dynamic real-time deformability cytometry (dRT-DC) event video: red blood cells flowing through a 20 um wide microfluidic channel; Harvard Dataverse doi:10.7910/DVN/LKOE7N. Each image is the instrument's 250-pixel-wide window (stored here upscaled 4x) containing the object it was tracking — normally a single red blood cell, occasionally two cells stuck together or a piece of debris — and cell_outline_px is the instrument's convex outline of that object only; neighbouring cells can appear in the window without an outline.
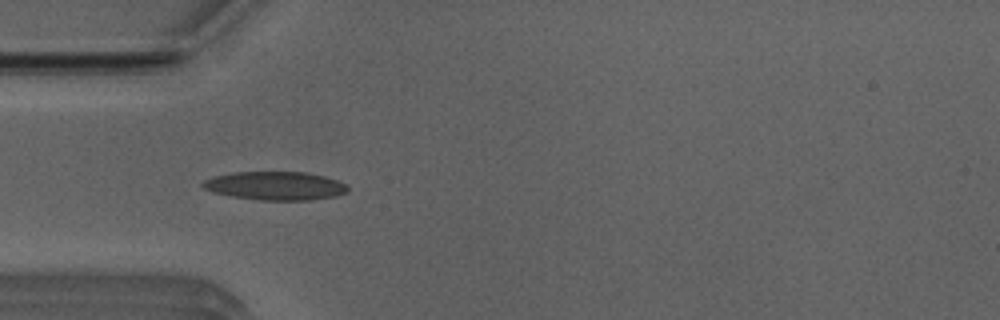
{"species": "Egyptian fruit bat (a non-hibernating species)", "species_latin": "Rousettus aegyptiacus", "temperature_condition": "room temperature", "stored_images_in_passage": 39, "camera_frame_rate_fps": 3000, "um_per_image_px": 0.085, "animal": {"sex": "male"}, "frame": {"image": 1, "passage_image": 3, "time_ms": 0.667, "image_size_px": [1000, 320], "cell_outline_px": [[348, 192], [336, 196], [312, 200], [260, 200], [232, 196], [212, 192], [204, 188], [200, 184], [204, 180], [216, 176], [232, 172], [304, 172], [324, 176], [348, 184]], "centroid_in_image_um": [23.42, 15.79], "position_along_channel_um": 61.6, "area_um2": 24.1}}
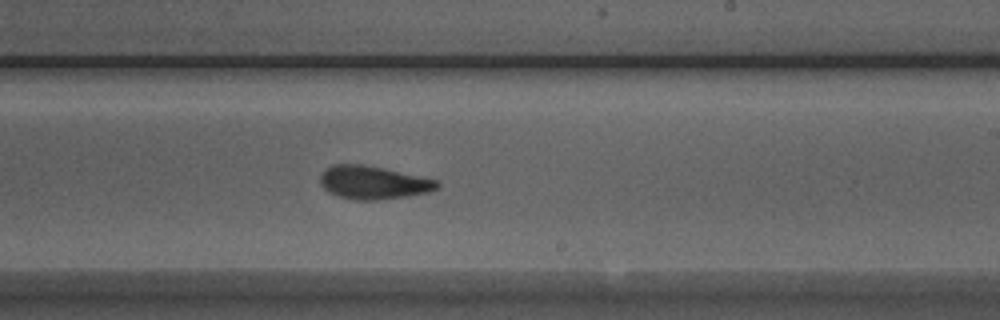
{"frame": {"image": 2, "passage_image": 18, "time_ms": 5.667, "image_size_px": [1000, 320], "cell_outline_px": [[440, 188], [428, 192], [380, 200], [356, 200], [340, 196], [328, 192], [320, 184], [320, 172], [332, 164], [360, 164], [384, 168], [436, 180], [440, 184]], "centroid_in_image_um": [31.69, 15.51], "position_along_channel_um": 257.3, "area_um2": 22.54}}
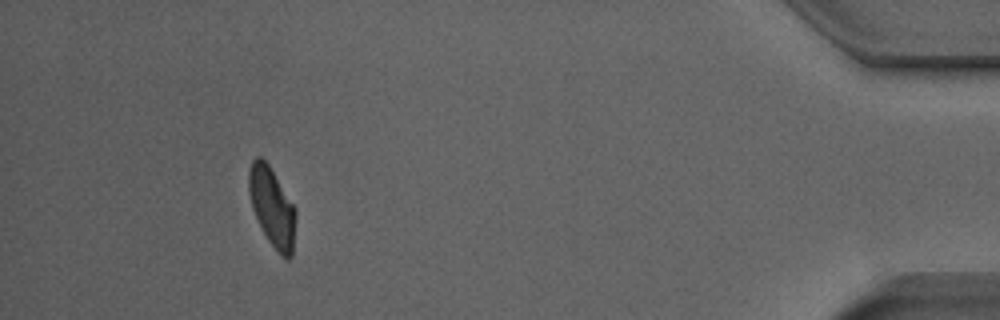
{"frame": {"image": 3, "passage_image": 35, "time_ms": 11.333, "image_size_px": [1000, 320], "cell_outline_px": [[296, 216], [292, 256], [288, 260], [280, 256], [268, 240], [252, 208], [248, 188], [248, 172], [252, 160], [256, 156], [260, 156], [268, 164], [296, 208]], "centroid_in_image_um": [23.13, 17.6], "position_along_channel_um": 412.1, "area_um2": 21.56}, "authors_computed_cell_mechanics": {"area_um2": 22.4842, "velocity_mm_per_s": 3.9316, "shape_relaxation_time_tau1_ms": 4.2101, "shape_relaxation_time_tau2_ms": 2.6113, "deformation_change_tau1": 0.1475, "deformation_change_tau2": 0.0941}}